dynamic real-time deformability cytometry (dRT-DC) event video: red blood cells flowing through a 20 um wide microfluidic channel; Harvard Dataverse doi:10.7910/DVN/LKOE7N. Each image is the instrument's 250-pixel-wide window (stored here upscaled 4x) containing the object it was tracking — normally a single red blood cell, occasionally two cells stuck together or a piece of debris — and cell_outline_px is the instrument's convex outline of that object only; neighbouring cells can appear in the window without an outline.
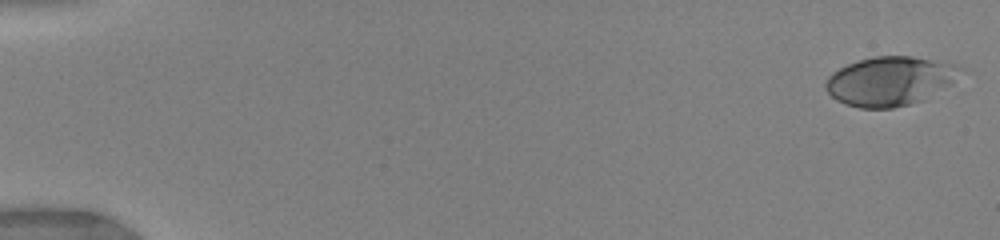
{"species": "human", "species_latin": "Homo sapiens", "temperature_condition": "warm", "stored_images_in_passage": 50, "camera_frame_rate_fps": 3000, "um_per_image_px": 0.085, "donor": {"sex": "female"}, "frame": {"image": 1, "passage_image": 1, "time_ms": 0.0, "image_size_px": [1000, 240], "cell_outline_px": [[964, 68], [952, 84], [924, 100], [892, 108], [860, 108], [844, 104], [836, 100], [824, 88], [824, 84], [828, 76], [832, 72], [848, 64], [860, 60], [876, 56], [912, 56], [956, 64]], "centroid_in_image_um": [75.65, 6.89], "position_along_channel_um": 9.3, "area_um2": 38.67}}
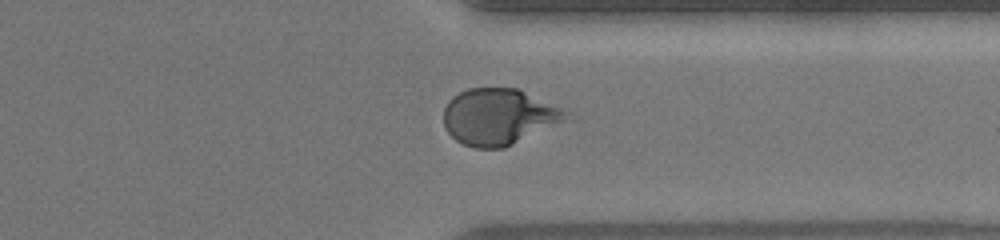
{"frame": {"image": 2, "passage_image": 44, "time_ms": 13.0, "image_size_px": [1000, 240], "cell_outline_px": [[576, 120], [504, 148], [476, 148], [464, 144], [456, 140], [448, 132], [444, 124], [444, 108], [448, 100], [452, 96], [468, 88], [516, 88], [560, 108], [568, 112]], "centroid_in_image_um": [42.49, 9.95], "position_along_channel_um": 368.9, "area_um2": 40.86}}
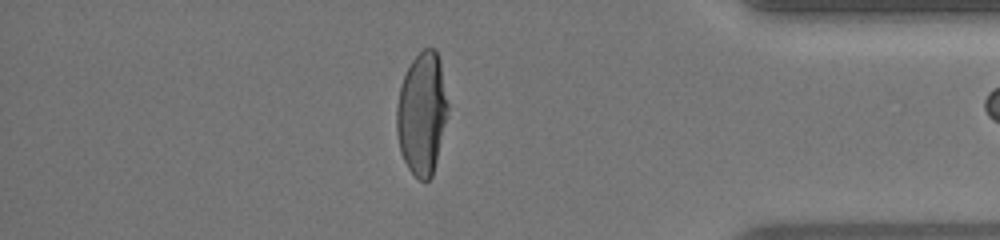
{"frame": {"image": 3, "passage_image": 49, "time_ms": 14.333, "image_size_px": [1000, 240], "cell_outline_px": [[448, 108], [436, 160], [432, 176], [424, 184], [408, 168], [400, 152], [396, 132], [396, 108], [400, 88], [404, 76], [412, 60], [424, 48], [436, 48], [440, 60], [448, 104]], "centroid_in_image_um": [35.85, 9.64], "position_along_channel_um": 399.4, "area_um2": 36.3}}